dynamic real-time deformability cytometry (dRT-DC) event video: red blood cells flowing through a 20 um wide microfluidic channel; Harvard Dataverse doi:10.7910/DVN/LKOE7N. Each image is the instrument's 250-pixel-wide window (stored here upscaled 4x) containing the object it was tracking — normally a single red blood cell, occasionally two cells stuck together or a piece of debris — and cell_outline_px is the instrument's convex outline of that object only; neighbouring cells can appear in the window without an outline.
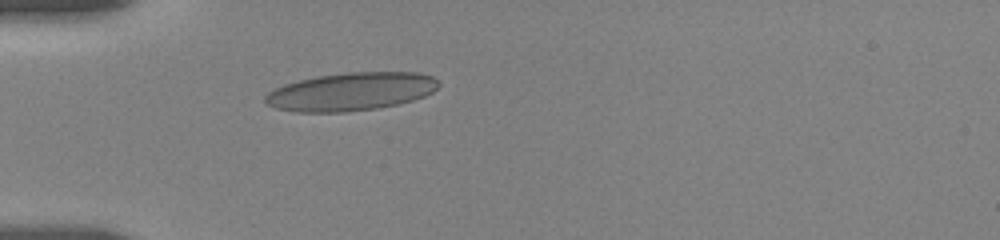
{"species": "human", "species_latin": "Homo sapiens", "temperature_condition": "room temperature", "stored_images_in_passage": 10, "camera_frame_rate_fps": 3000, "um_per_image_px": 0.085, "donor": {"sex": "female"}, "frame": {"image": 1, "passage_image": 1, "time_ms": 0.0, "image_size_px": [1000, 240], "cell_outline_px": [[440, 84], [432, 92], [424, 96], [412, 100], [396, 104], [376, 108], [348, 112], [296, 112], [276, 108], [264, 104], [264, 96], [268, 92], [284, 84], [316, 76], [348, 72], [420, 72], [432, 76]], "centroid_in_image_um": [29.8, 7.78], "position_along_channel_um": 55.2, "area_um2": 38.55}}
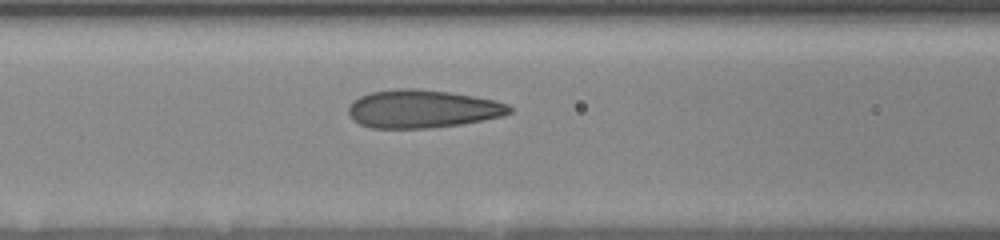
{"frame": {"image": 2, "passage_image": 7, "time_ms": 2.333, "image_size_px": [1000, 240], "cell_outline_px": [[512, 112], [504, 116], [460, 124], [432, 128], [372, 128], [360, 124], [352, 120], [348, 112], [348, 108], [352, 100], [360, 96], [372, 92], [396, 88], [416, 88], [448, 92], [496, 100], [508, 104], [512, 108]], "centroid_in_image_um": [35.89, 9.25], "position_along_channel_um": 130.7, "area_um2": 35.89}}
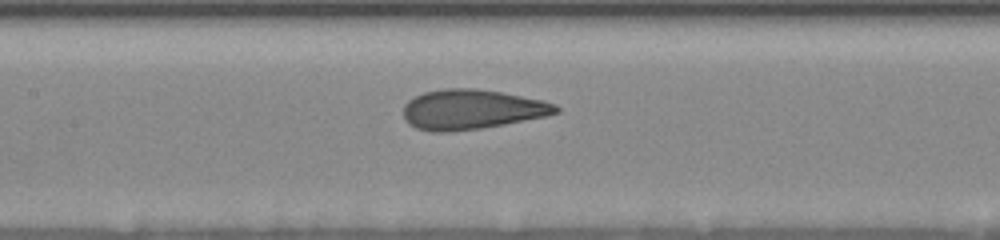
{"frame": {"image": 3, "passage_image": 9, "time_ms": 3.333, "image_size_px": [1000, 240], "cell_outline_px": [[560, 112], [544, 116], [504, 124], [480, 128], [448, 132], [432, 132], [416, 128], [408, 124], [404, 120], [404, 104], [408, 100], [424, 92], [444, 88], [472, 88], [500, 92], [544, 100], [556, 104], [560, 108]], "centroid_in_image_um": [40.07, 9.3], "position_along_channel_um": 167.3, "area_um2": 35.37}}